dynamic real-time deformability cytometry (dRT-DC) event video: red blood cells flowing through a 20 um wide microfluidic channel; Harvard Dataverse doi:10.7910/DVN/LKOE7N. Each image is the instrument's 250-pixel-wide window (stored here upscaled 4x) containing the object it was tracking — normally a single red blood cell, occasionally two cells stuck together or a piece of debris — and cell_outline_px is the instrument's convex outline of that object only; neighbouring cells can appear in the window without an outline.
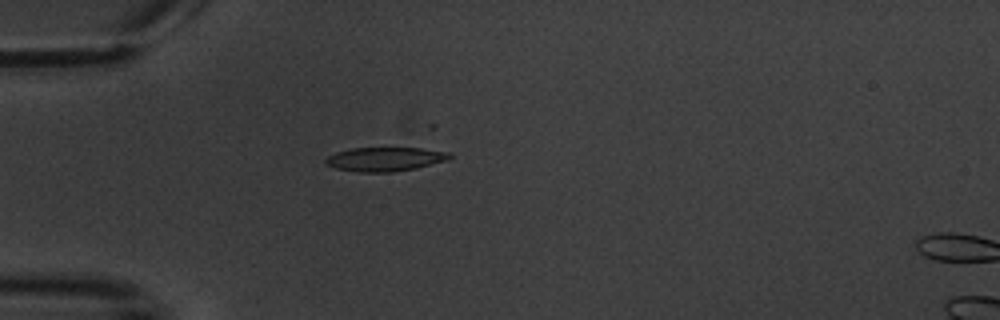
{"species": "common noctule bat (a hibernating species)", "species_latin": "Nyctalus noctula", "temperature_condition": "warm", "stored_images_in_passage": 5, "camera_frame_rate_fps": 3000, "um_per_image_px": 0.085, "animal": {"sex": "male", "body_mass_g": 20.1, "forearm_length_mm": 53.5}, "frame": {"image": 1, "passage_image": 4, "time_ms": 3.667, "image_size_px": [1000, 320], "cell_outline_px": [[452, 156], [448, 160], [416, 168], [392, 172], [360, 172], [336, 168], [324, 164], [324, 160], [328, 156], [336, 152], [352, 148], [420, 148], [448, 152]], "centroid_in_image_um": [32.71, 13.53], "position_along_channel_um": 52.3, "area_um2": 17.28}}